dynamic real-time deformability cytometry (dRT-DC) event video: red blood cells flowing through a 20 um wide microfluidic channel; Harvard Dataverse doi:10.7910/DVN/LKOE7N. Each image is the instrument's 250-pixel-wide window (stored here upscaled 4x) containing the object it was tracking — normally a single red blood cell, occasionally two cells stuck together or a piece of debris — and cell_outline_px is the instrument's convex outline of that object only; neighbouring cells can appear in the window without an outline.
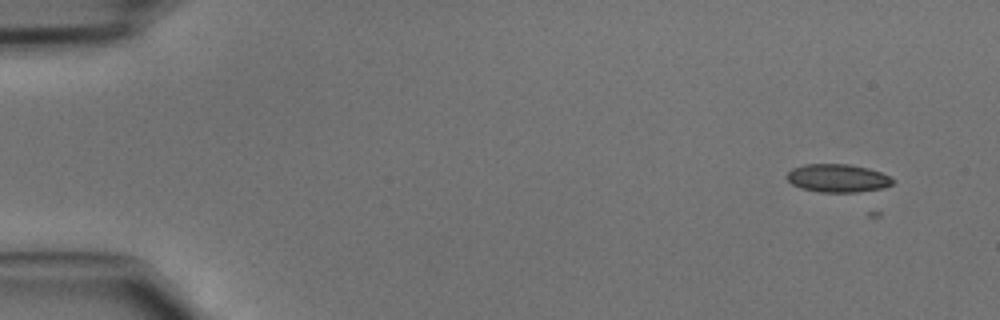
{"species": "common noctule bat (a hibernating species)", "species_latin": "Nyctalus noctula", "temperature_condition": "cold", "stored_images_in_passage": 3, "camera_frame_rate_fps": 3000, "um_per_image_px": 0.085, "animal": {"sex": "male", "body_mass_g": 15.6}, "frame": {"image": 1, "passage_image": 1, "time_ms": 0.0, "image_size_px": [1000, 320], "cell_outline_px": [[896, 180], [892, 184], [884, 188], [856, 192], [820, 192], [800, 188], [792, 184], [784, 176], [792, 168], [804, 164], [848, 164], [868, 168], [880, 172]], "centroid_in_image_um": [71.18, 15.14], "position_along_channel_um": 13.8, "area_um2": 17.46}}